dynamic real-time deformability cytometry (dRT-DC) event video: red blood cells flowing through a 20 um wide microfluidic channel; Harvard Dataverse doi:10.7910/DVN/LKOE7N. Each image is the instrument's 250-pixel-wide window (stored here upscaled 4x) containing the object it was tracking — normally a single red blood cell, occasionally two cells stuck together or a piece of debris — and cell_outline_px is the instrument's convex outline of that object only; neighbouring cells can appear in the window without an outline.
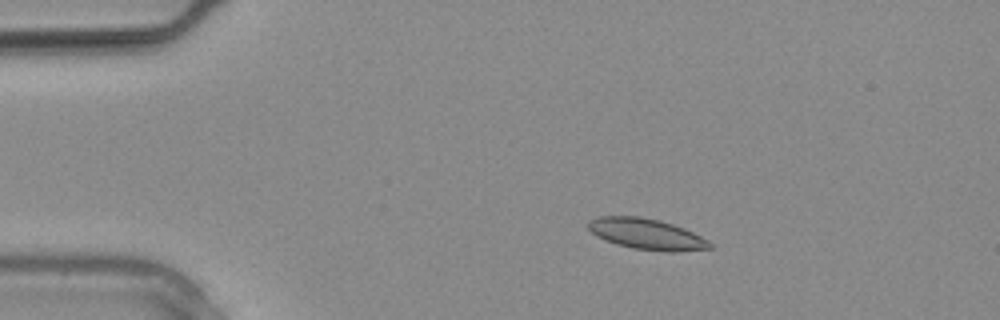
{"species": "common noctule bat (a hibernating species)", "species_latin": "Nyctalus noctula", "temperature_condition": "warm", "stored_images_in_passage": 13, "camera_frame_rate_fps": 3000, "um_per_image_px": 0.085, "animal": {"sex": "male", "body_mass_g": 20.4}, "frame": {"image": 1, "passage_image": 6, "time_ms": 1.667, "image_size_px": [1000, 320], "cell_outline_px": [[712, 248], [672, 252], [668, 252], [632, 248], [616, 244], [604, 240], [596, 236], [588, 228], [588, 220], [600, 216], [640, 216], [660, 220], [684, 228], [708, 240], [712, 244]], "centroid_in_image_um": [54.94, 19.89], "position_along_channel_um": 30.1, "area_um2": 21.91}}
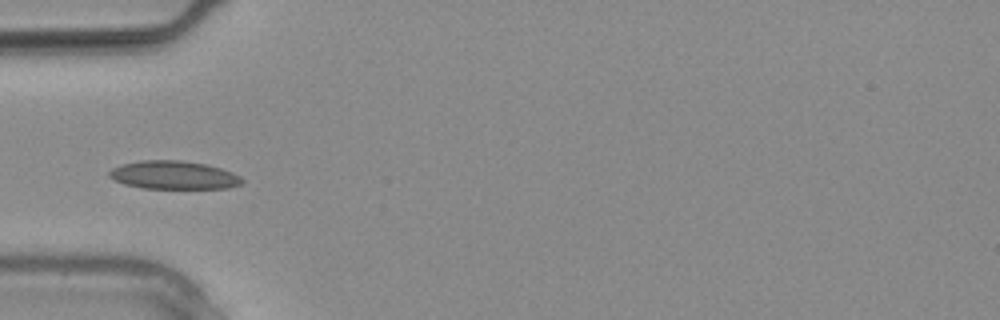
{"frame": {"image": 2, "passage_image": 10, "time_ms": 3.0, "image_size_px": [1000, 320], "cell_outline_px": [[244, 180], [240, 184], [228, 188], [144, 188], [124, 184], [108, 176], [108, 172], [112, 168], [120, 164], [140, 160], [180, 160], [204, 164], [220, 168], [232, 172], [240, 176]], "centroid_in_image_um": [14.74, 14.87], "position_along_channel_um": 70.3, "area_um2": 21.79}}